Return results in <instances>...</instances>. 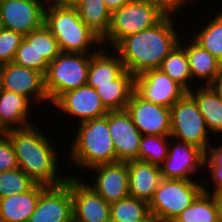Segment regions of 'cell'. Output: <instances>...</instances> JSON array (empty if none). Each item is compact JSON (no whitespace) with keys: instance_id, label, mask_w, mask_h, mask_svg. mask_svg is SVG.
Instances as JSON below:
<instances>
[{"instance_id":"6da1fadb","label":"cell","mask_w":222,"mask_h":222,"mask_svg":"<svg viewBox=\"0 0 222 222\" xmlns=\"http://www.w3.org/2000/svg\"><path fill=\"white\" fill-rule=\"evenodd\" d=\"M172 18V15H166L155 26L126 36L110 51L118 54L126 70L133 76L159 69L181 38L177 36Z\"/></svg>"},{"instance_id":"7a4b0ae2","label":"cell","mask_w":222,"mask_h":222,"mask_svg":"<svg viewBox=\"0 0 222 222\" xmlns=\"http://www.w3.org/2000/svg\"><path fill=\"white\" fill-rule=\"evenodd\" d=\"M35 125L6 131L10 139L18 167L34 182L45 186L65 183L68 176L57 174L59 151Z\"/></svg>"},{"instance_id":"3957f363","label":"cell","mask_w":222,"mask_h":222,"mask_svg":"<svg viewBox=\"0 0 222 222\" xmlns=\"http://www.w3.org/2000/svg\"><path fill=\"white\" fill-rule=\"evenodd\" d=\"M70 147L69 160L81 169L116 162V152L109 131L108 114L79 123Z\"/></svg>"},{"instance_id":"277c9868","label":"cell","mask_w":222,"mask_h":222,"mask_svg":"<svg viewBox=\"0 0 222 222\" xmlns=\"http://www.w3.org/2000/svg\"><path fill=\"white\" fill-rule=\"evenodd\" d=\"M44 24L56 38L61 52L94 54L98 51H92L94 44L102 46L101 38L81 20L76 8L48 2Z\"/></svg>"},{"instance_id":"5b68a950","label":"cell","mask_w":222,"mask_h":222,"mask_svg":"<svg viewBox=\"0 0 222 222\" xmlns=\"http://www.w3.org/2000/svg\"><path fill=\"white\" fill-rule=\"evenodd\" d=\"M91 54L61 52L49 63L44 88L50 103L63 93L87 84Z\"/></svg>"},{"instance_id":"8992f818","label":"cell","mask_w":222,"mask_h":222,"mask_svg":"<svg viewBox=\"0 0 222 222\" xmlns=\"http://www.w3.org/2000/svg\"><path fill=\"white\" fill-rule=\"evenodd\" d=\"M203 192L197 180H175L162 178L152 200L150 214L160 222H173L175 218Z\"/></svg>"},{"instance_id":"52a82bcc","label":"cell","mask_w":222,"mask_h":222,"mask_svg":"<svg viewBox=\"0 0 222 222\" xmlns=\"http://www.w3.org/2000/svg\"><path fill=\"white\" fill-rule=\"evenodd\" d=\"M166 15L153 5L129 1L111 14L110 28L101 39L102 45L114 47L126 36L149 29ZM104 42V43H103ZM106 42H108L106 44Z\"/></svg>"},{"instance_id":"ba28073f","label":"cell","mask_w":222,"mask_h":222,"mask_svg":"<svg viewBox=\"0 0 222 222\" xmlns=\"http://www.w3.org/2000/svg\"><path fill=\"white\" fill-rule=\"evenodd\" d=\"M170 137L196 146L205 153L211 144L208 127L195 100L186 93L170 108Z\"/></svg>"},{"instance_id":"9c48e42d","label":"cell","mask_w":222,"mask_h":222,"mask_svg":"<svg viewBox=\"0 0 222 222\" xmlns=\"http://www.w3.org/2000/svg\"><path fill=\"white\" fill-rule=\"evenodd\" d=\"M28 222H73L72 177L57 186H47L40 194Z\"/></svg>"},{"instance_id":"30bf717a","label":"cell","mask_w":222,"mask_h":222,"mask_svg":"<svg viewBox=\"0 0 222 222\" xmlns=\"http://www.w3.org/2000/svg\"><path fill=\"white\" fill-rule=\"evenodd\" d=\"M47 0H5L0 4V16L5 29L23 36L44 24Z\"/></svg>"},{"instance_id":"8fae6325","label":"cell","mask_w":222,"mask_h":222,"mask_svg":"<svg viewBox=\"0 0 222 222\" xmlns=\"http://www.w3.org/2000/svg\"><path fill=\"white\" fill-rule=\"evenodd\" d=\"M0 72L1 89L24 96L33 104L49 103L44 88V75L41 72L13 62L1 65Z\"/></svg>"},{"instance_id":"7c38bea8","label":"cell","mask_w":222,"mask_h":222,"mask_svg":"<svg viewBox=\"0 0 222 222\" xmlns=\"http://www.w3.org/2000/svg\"><path fill=\"white\" fill-rule=\"evenodd\" d=\"M134 91L144 100L171 108L187 92L159 69L134 76Z\"/></svg>"},{"instance_id":"4fadbf2b","label":"cell","mask_w":222,"mask_h":222,"mask_svg":"<svg viewBox=\"0 0 222 222\" xmlns=\"http://www.w3.org/2000/svg\"><path fill=\"white\" fill-rule=\"evenodd\" d=\"M169 144L168 155L160 165L162 178L192 181L191 175L205 167L206 153L196 146L173 138Z\"/></svg>"},{"instance_id":"5bb4252c","label":"cell","mask_w":222,"mask_h":222,"mask_svg":"<svg viewBox=\"0 0 222 222\" xmlns=\"http://www.w3.org/2000/svg\"><path fill=\"white\" fill-rule=\"evenodd\" d=\"M126 110L142 135L170 136V108L146 101L133 91Z\"/></svg>"},{"instance_id":"9a60e30c","label":"cell","mask_w":222,"mask_h":222,"mask_svg":"<svg viewBox=\"0 0 222 222\" xmlns=\"http://www.w3.org/2000/svg\"><path fill=\"white\" fill-rule=\"evenodd\" d=\"M96 172L95 181L88 184L108 203H114L129 197V170L127 162L117 161L92 167L88 171Z\"/></svg>"},{"instance_id":"2e32d148","label":"cell","mask_w":222,"mask_h":222,"mask_svg":"<svg viewBox=\"0 0 222 222\" xmlns=\"http://www.w3.org/2000/svg\"><path fill=\"white\" fill-rule=\"evenodd\" d=\"M55 107L83 123L108 114L100 96L91 86L83 85L63 93L54 103Z\"/></svg>"},{"instance_id":"e0dca14e","label":"cell","mask_w":222,"mask_h":222,"mask_svg":"<svg viewBox=\"0 0 222 222\" xmlns=\"http://www.w3.org/2000/svg\"><path fill=\"white\" fill-rule=\"evenodd\" d=\"M111 204L83 180L72 177L73 222H111Z\"/></svg>"},{"instance_id":"ac0fdd59","label":"cell","mask_w":222,"mask_h":222,"mask_svg":"<svg viewBox=\"0 0 222 222\" xmlns=\"http://www.w3.org/2000/svg\"><path fill=\"white\" fill-rule=\"evenodd\" d=\"M109 131L116 152V162L136 160L142 134L126 109L109 111Z\"/></svg>"},{"instance_id":"d6986e66","label":"cell","mask_w":222,"mask_h":222,"mask_svg":"<svg viewBox=\"0 0 222 222\" xmlns=\"http://www.w3.org/2000/svg\"><path fill=\"white\" fill-rule=\"evenodd\" d=\"M127 165L130 197L149 203L162 180L160 166L139 160H129Z\"/></svg>"},{"instance_id":"ffe728a7","label":"cell","mask_w":222,"mask_h":222,"mask_svg":"<svg viewBox=\"0 0 222 222\" xmlns=\"http://www.w3.org/2000/svg\"><path fill=\"white\" fill-rule=\"evenodd\" d=\"M47 186L35 184L29 191L0 199V222H28L39 196Z\"/></svg>"},{"instance_id":"44dd1931","label":"cell","mask_w":222,"mask_h":222,"mask_svg":"<svg viewBox=\"0 0 222 222\" xmlns=\"http://www.w3.org/2000/svg\"><path fill=\"white\" fill-rule=\"evenodd\" d=\"M31 103L26 97L17 93L0 91V126L6 132L23 129L33 125L30 118ZM29 115V116H28ZM30 118V119H29Z\"/></svg>"},{"instance_id":"7402d4cb","label":"cell","mask_w":222,"mask_h":222,"mask_svg":"<svg viewBox=\"0 0 222 222\" xmlns=\"http://www.w3.org/2000/svg\"><path fill=\"white\" fill-rule=\"evenodd\" d=\"M181 42L180 40L179 44L185 49L189 60L192 81L193 79L194 81L198 80L197 83L199 84V81L203 80L204 84L200 83L201 85H211L215 81L222 63L193 39L186 43Z\"/></svg>"},{"instance_id":"603a6c76","label":"cell","mask_w":222,"mask_h":222,"mask_svg":"<svg viewBox=\"0 0 222 222\" xmlns=\"http://www.w3.org/2000/svg\"><path fill=\"white\" fill-rule=\"evenodd\" d=\"M99 50L91 54L90 59L87 85L92 88H96V85L113 84V80L118 79L126 71L116 52Z\"/></svg>"},{"instance_id":"cb8c5ba5","label":"cell","mask_w":222,"mask_h":222,"mask_svg":"<svg viewBox=\"0 0 222 222\" xmlns=\"http://www.w3.org/2000/svg\"><path fill=\"white\" fill-rule=\"evenodd\" d=\"M188 94L197 103L200 113L203 115L204 120L210 133H222V98L213 89L211 85H202L199 88L194 86Z\"/></svg>"},{"instance_id":"d4e9b609","label":"cell","mask_w":222,"mask_h":222,"mask_svg":"<svg viewBox=\"0 0 222 222\" xmlns=\"http://www.w3.org/2000/svg\"><path fill=\"white\" fill-rule=\"evenodd\" d=\"M108 111L125 110L134 91V76L127 70L113 84L94 88Z\"/></svg>"},{"instance_id":"484cf974","label":"cell","mask_w":222,"mask_h":222,"mask_svg":"<svg viewBox=\"0 0 222 222\" xmlns=\"http://www.w3.org/2000/svg\"><path fill=\"white\" fill-rule=\"evenodd\" d=\"M75 8L81 20L101 39L107 34L112 13L103 0H82Z\"/></svg>"},{"instance_id":"4316f807","label":"cell","mask_w":222,"mask_h":222,"mask_svg":"<svg viewBox=\"0 0 222 222\" xmlns=\"http://www.w3.org/2000/svg\"><path fill=\"white\" fill-rule=\"evenodd\" d=\"M174 82L179 84L187 93L193 89L189 60L185 49L178 43L159 67ZM191 86V87H190Z\"/></svg>"},{"instance_id":"83f0119b","label":"cell","mask_w":222,"mask_h":222,"mask_svg":"<svg viewBox=\"0 0 222 222\" xmlns=\"http://www.w3.org/2000/svg\"><path fill=\"white\" fill-rule=\"evenodd\" d=\"M173 222H219L218 209L213 196L203 191Z\"/></svg>"},{"instance_id":"f1b7e54d","label":"cell","mask_w":222,"mask_h":222,"mask_svg":"<svg viewBox=\"0 0 222 222\" xmlns=\"http://www.w3.org/2000/svg\"><path fill=\"white\" fill-rule=\"evenodd\" d=\"M150 215L149 203L137 198L129 196L111 203V222H141Z\"/></svg>"},{"instance_id":"f546056e","label":"cell","mask_w":222,"mask_h":222,"mask_svg":"<svg viewBox=\"0 0 222 222\" xmlns=\"http://www.w3.org/2000/svg\"><path fill=\"white\" fill-rule=\"evenodd\" d=\"M194 34L192 39L222 63V11Z\"/></svg>"},{"instance_id":"4dcf8cb0","label":"cell","mask_w":222,"mask_h":222,"mask_svg":"<svg viewBox=\"0 0 222 222\" xmlns=\"http://www.w3.org/2000/svg\"><path fill=\"white\" fill-rule=\"evenodd\" d=\"M171 137L161 135H142L139 144V156L136 160L160 166L168 155Z\"/></svg>"},{"instance_id":"1f68e13d","label":"cell","mask_w":222,"mask_h":222,"mask_svg":"<svg viewBox=\"0 0 222 222\" xmlns=\"http://www.w3.org/2000/svg\"><path fill=\"white\" fill-rule=\"evenodd\" d=\"M24 39L35 48L39 57L48 63L61 53L56 38L45 24L25 35Z\"/></svg>"},{"instance_id":"d6a6232c","label":"cell","mask_w":222,"mask_h":222,"mask_svg":"<svg viewBox=\"0 0 222 222\" xmlns=\"http://www.w3.org/2000/svg\"><path fill=\"white\" fill-rule=\"evenodd\" d=\"M35 184L20 168L0 172V199L29 191Z\"/></svg>"},{"instance_id":"836d02e7","label":"cell","mask_w":222,"mask_h":222,"mask_svg":"<svg viewBox=\"0 0 222 222\" xmlns=\"http://www.w3.org/2000/svg\"><path fill=\"white\" fill-rule=\"evenodd\" d=\"M208 166V167H207ZM205 168L209 170V176L215 187L211 192L205 185H203V191L208 194H214L215 192L222 190V145L213 146L210 144L206 151Z\"/></svg>"},{"instance_id":"e575fe53","label":"cell","mask_w":222,"mask_h":222,"mask_svg":"<svg viewBox=\"0 0 222 222\" xmlns=\"http://www.w3.org/2000/svg\"><path fill=\"white\" fill-rule=\"evenodd\" d=\"M12 62L16 65L39 71L43 75L47 72L49 65L44 58L39 57L35 48L25 39L21 41Z\"/></svg>"},{"instance_id":"d590c367","label":"cell","mask_w":222,"mask_h":222,"mask_svg":"<svg viewBox=\"0 0 222 222\" xmlns=\"http://www.w3.org/2000/svg\"><path fill=\"white\" fill-rule=\"evenodd\" d=\"M24 36L21 33L9 29H3L0 33V66L13 61L15 53Z\"/></svg>"},{"instance_id":"8d00e7d4","label":"cell","mask_w":222,"mask_h":222,"mask_svg":"<svg viewBox=\"0 0 222 222\" xmlns=\"http://www.w3.org/2000/svg\"><path fill=\"white\" fill-rule=\"evenodd\" d=\"M18 163L13 145L6 134L0 136V172L17 169Z\"/></svg>"},{"instance_id":"74e56055","label":"cell","mask_w":222,"mask_h":222,"mask_svg":"<svg viewBox=\"0 0 222 222\" xmlns=\"http://www.w3.org/2000/svg\"><path fill=\"white\" fill-rule=\"evenodd\" d=\"M133 2H141L150 4L161 10L165 15L175 16L179 8H184L185 5L191 3L192 0H130ZM194 1V0H193ZM187 3V4H186Z\"/></svg>"},{"instance_id":"f35d334b","label":"cell","mask_w":222,"mask_h":222,"mask_svg":"<svg viewBox=\"0 0 222 222\" xmlns=\"http://www.w3.org/2000/svg\"><path fill=\"white\" fill-rule=\"evenodd\" d=\"M107 8L112 13L113 11L120 9L123 5L127 4L130 0H103Z\"/></svg>"},{"instance_id":"ab89813d","label":"cell","mask_w":222,"mask_h":222,"mask_svg":"<svg viewBox=\"0 0 222 222\" xmlns=\"http://www.w3.org/2000/svg\"><path fill=\"white\" fill-rule=\"evenodd\" d=\"M82 0H48V2L60 6L75 8Z\"/></svg>"},{"instance_id":"60d3db41","label":"cell","mask_w":222,"mask_h":222,"mask_svg":"<svg viewBox=\"0 0 222 222\" xmlns=\"http://www.w3.org/2000/svg\"><path fill=\"white\" fill-rule=\"evenodd\" d=\"M211 86L218 93V95L222 98V67H221L215 81L211 84Z\"/></svg>"},{"instance_id":"b9f144b4","label":"cell","mask_w":222,"mask_h":222,"mask_svg":"<svg viewBox=\"0 0 222 222\" xmlns=\"http://www.w3.org/2000/svg\"><path fill=\"white\" fill-rule=\"evenodd\" d=\"M218 209L219 222H222V190L212 194Z\"/></svg>"},{"instance_id":"7bdbcfd3","label":"cell","mask_w":222,"mask_h":222,"mask_svg":"<svg viewBox=\"0 0 222 222\" xmlns=\"http://www.w3.org/2000/svg\"><path fill=\"white\" fill-rule=\"evenodd\" d=\"M141 222H160L155 216L150 215L147 219Z\"/></svg>"},{"instance_id":"ee69618b","label":"cell","mask_w":222,"mask_h":222,"mask_svg":"<svg viewBox=\"0 0 222 222\" xmlns=\"http://www.w3.org/2000/svg\"><path fill=\"white\" fill-rule=\"evenodd\" d=\"M4 29V27H3V23H2V20H1V16H0V33H1V31Z\"/></svg>"},{"instance_id":"f6af8a7d","label":"cell","mask_w":222,"mask_h":222,"mask_svg":"<svg viewBox=\"0 0 222 222\" xmlns=\"http://www.w3.org/2000/svg\"><path fill=\"white\" fill-rule=\"evenodd\" d=\"M6 132L1 128L0 126V136H2L3 134H5Z\"/></svg>"},{"instance_id":"bcb514c9","label":"cell","mask_w":222,"mask_h":222,"mask_svg":"<svg viewBox=\"0 0 222 222\" xmlns=\"http://www.w3.org/2000/svg\"><path fill=\"white\" fill-rule=\"evenodd\" d=\"M0 91H1V72H0Z\"/></svg>"}]
</instances>
